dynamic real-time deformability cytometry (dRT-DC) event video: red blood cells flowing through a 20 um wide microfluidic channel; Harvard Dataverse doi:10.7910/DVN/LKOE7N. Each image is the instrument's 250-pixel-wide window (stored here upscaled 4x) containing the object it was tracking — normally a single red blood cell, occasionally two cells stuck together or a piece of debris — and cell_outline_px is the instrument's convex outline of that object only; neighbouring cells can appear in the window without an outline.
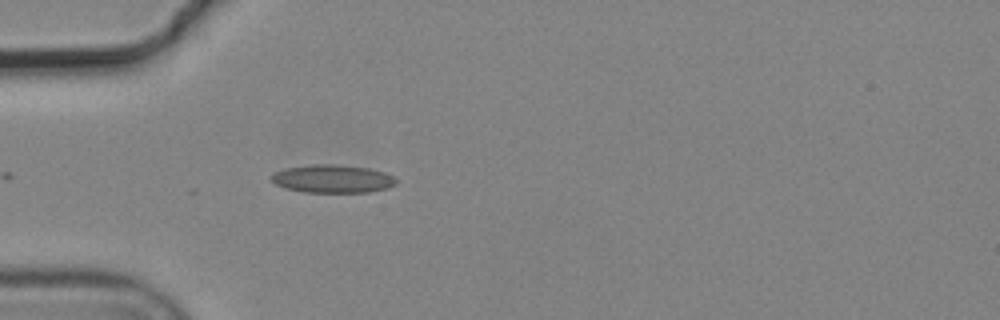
{"species": "common noctule bat (a hibernating species)", "species_latin": "Nyctalus noctula", "temperature_condition": "cold", "stored_images_in_passage": 2, "camera_frame_rate_fps": 3000, "um_per_image_px": 0.085, "animal": {"sex": "male", "body_mass_g": 19.2, "forearm_length_mm": 51.8}, "frame": {"image": 1, "passage_image": 2, "time_ms": 0.333, "image_size_px": [1000, 320], "cell_outline_px": [[396, 184], [388, 188], [368, 192], [304, 192], [284, 188], [276, 184], [268, 176], [284, 168], [316, 164], [332, 164], [368, 168], [384, 172], [392, 176], [396, 180]], "centroid_in_image_um": [28.24, 15.2], "position_along_channel_um": 56.8, "area_um2": 20.35}}